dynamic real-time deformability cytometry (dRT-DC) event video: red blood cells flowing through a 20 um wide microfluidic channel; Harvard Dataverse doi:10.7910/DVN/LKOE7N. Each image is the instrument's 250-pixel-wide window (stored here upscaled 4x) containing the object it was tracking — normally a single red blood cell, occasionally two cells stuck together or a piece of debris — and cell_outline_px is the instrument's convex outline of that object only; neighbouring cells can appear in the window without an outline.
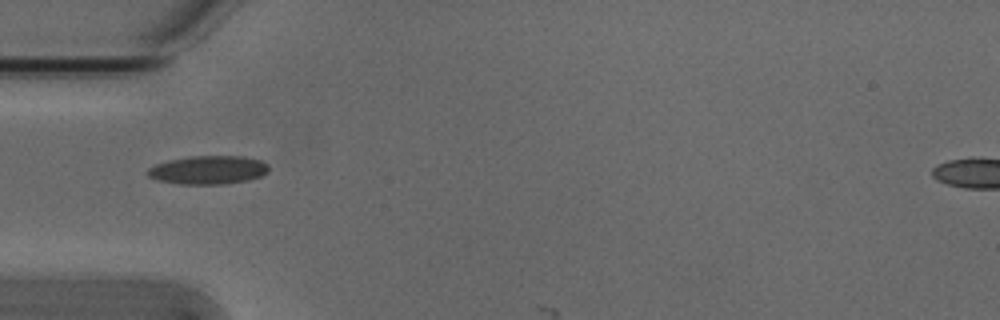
{"species": "Egyptian fruit bat (a non-hibernating species)", "species_latin": "Rousettus aegyptiacus", "temperature_condition": "cold", "stored_images_in_passage": 2, "camera_frame_rate_fps": 3000, "um_per_image_px": 0.085, "animal": {"sex": "male"}, "frame": {"image": 1, "passage_image": 1, "time_ms": 0.0, "image_size_px": [1000, 320], "cell_outline_px": [[268, 172], [260, 176], [248, 180], [224, 184], [180, 184], [156, 180], [148, 176], [148, 168], [156, 164], [168, 160], [192, 156], [244, 156], [260, 160], [268, 164]], "centroid_in_image_um": [17.7, 14.44], "position_along_channel_um": 67.3, "area_um2": 20.11}}